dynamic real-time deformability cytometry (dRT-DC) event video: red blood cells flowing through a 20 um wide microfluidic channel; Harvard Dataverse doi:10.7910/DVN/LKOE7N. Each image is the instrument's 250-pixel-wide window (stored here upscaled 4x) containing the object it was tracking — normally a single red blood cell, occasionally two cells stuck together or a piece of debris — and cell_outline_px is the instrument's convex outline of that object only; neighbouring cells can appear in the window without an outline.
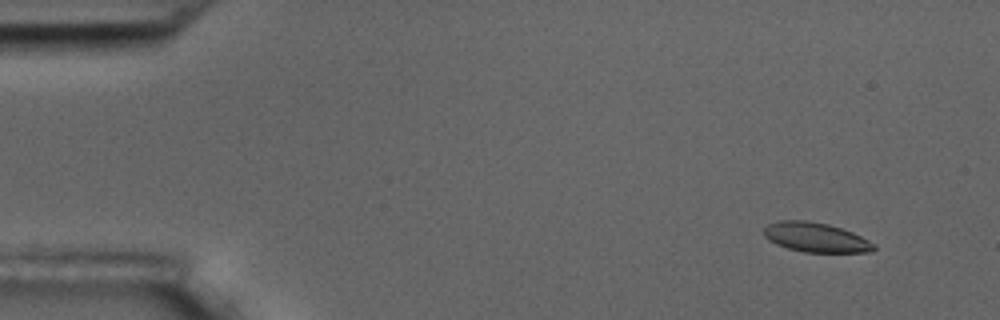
{"species": "common noctule bat (a hibernating species)", "species_latin": "Nyctalus noctula", "temperature_condition": "room temperature", "stored_images_in_passage": 7, "camera_frame_rate_fps": 3000, "um_per_image_px": 0.085, "animal": {"sex": "male", "body_mass_g": 17.5, "forearm_length_mm": 52.3}, "frame": {"image": 1, "passage_image": 2, "time_ms": 1.0, "image_size_px": [1000, 320], "cell_outline_px": [[876, 248], [872, 252], [804, 252], [788, 248], [776, 244], [768, 240], [764, 236], [764, 228], [768, 224], [780, 220], [804, 220], [828, 224], [852, 232], [876, 244]], "centroid_in_image_um": [69.33, 20.18], "position_along_channel_um": 15.7, "area_um2": 18.9}}
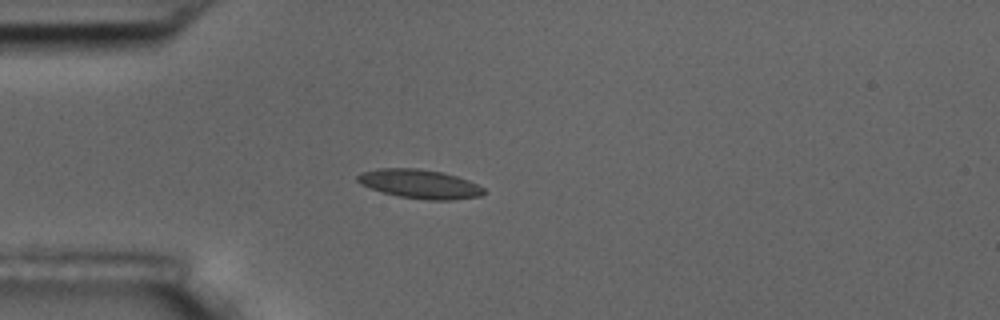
{"frame": {"image": 2, "passage_image": 5, "time_ms": 4.667, "image_size_px": [1000, 320], "cell_outline_px": [[484, 192], [480, 196], [452, 200], [428, 200], [400, 196], [384, 192], [360, 184], [356, 180], [356, 176], [360, 172], [376, 168], [416, 168], [444, 172], [468, 180], [484, 188]], "centroid_in_image_um": [35.65, 15.62], "position_along_channel_um": 49.3, "area_um2": 21.27}}